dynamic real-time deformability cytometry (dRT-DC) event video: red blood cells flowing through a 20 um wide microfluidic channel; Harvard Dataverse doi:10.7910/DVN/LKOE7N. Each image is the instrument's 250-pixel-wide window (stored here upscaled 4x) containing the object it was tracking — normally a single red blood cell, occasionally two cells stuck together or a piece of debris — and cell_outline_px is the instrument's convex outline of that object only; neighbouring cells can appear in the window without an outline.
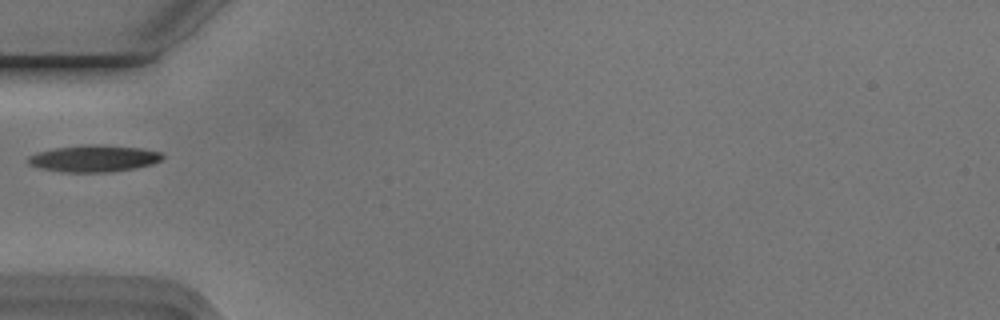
{"species": "Egyptian fruit bat (a non-hibernating species)", "species_latin": "Rousettus aegyptiacus", "temperature_condition": "cold", "stored_images_in_passage": 1, "camera_frame_rate_fps": 3000, "um_per_image_px": 0.085, "animal": {"sex": "male"}, "frame": {"image": 1, "passage_image": 1, "time_ms": 0.0, "image_size_px": [1000, 320], "cell_outline_px": [[164, 156], [160, 160], [152, 164], [132, 168], [108, 172], [60, 172], [40, 168], [28, 164], [28, 156], [36, 152], [56, 148], [80, 144], [92, 144], [144, 148], [160, 152]], "centroid_in_image_um": [7.94, 13.46], "position_along_channel_um": 77.1, "area_um2": 20.98}}